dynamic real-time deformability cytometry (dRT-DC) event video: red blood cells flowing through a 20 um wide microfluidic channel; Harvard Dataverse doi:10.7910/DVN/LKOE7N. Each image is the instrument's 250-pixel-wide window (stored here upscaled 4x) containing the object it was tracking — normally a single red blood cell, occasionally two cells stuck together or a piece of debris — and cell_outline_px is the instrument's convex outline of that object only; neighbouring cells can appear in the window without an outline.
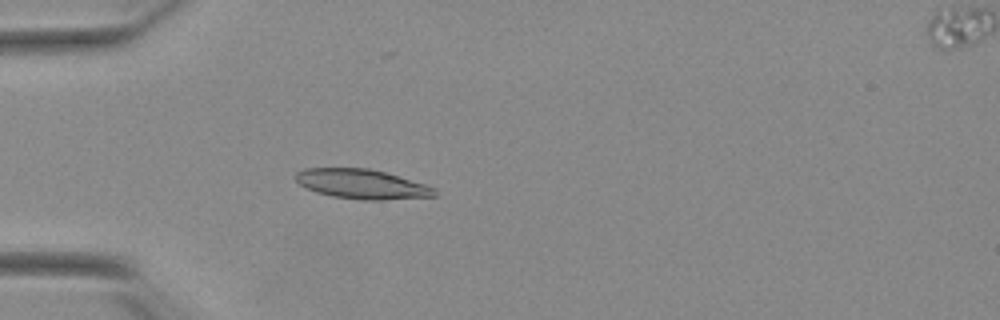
{"species": "Egyptian fruit bat (a non-hibernating species)", "species_latin": "Rousettus aegyptiacus", "temperature_condition": "warm", "stored_images_in_passage": 50, "camera_frame_rate_fps": 3000, "um_per_image_px": 0.085, "animal": {"sex": "female"}, "frame": {"image": 1, "passage_image": 13, "time_ms": 4.0, "image_size_px": [1000, 320], "cell_outline_px": [[436, 196], [380, 200], [364, 200], [332, 196], [316, 192], [300, 184], [296, 180], [296, 172], [304, 168], [368, 168], [384, 172], [424, 184], [436, 188]], "centroid_in_image_um": [30.75, 15.64], "position_along_channel_um": 54.3, "area_um2": 23.7}}
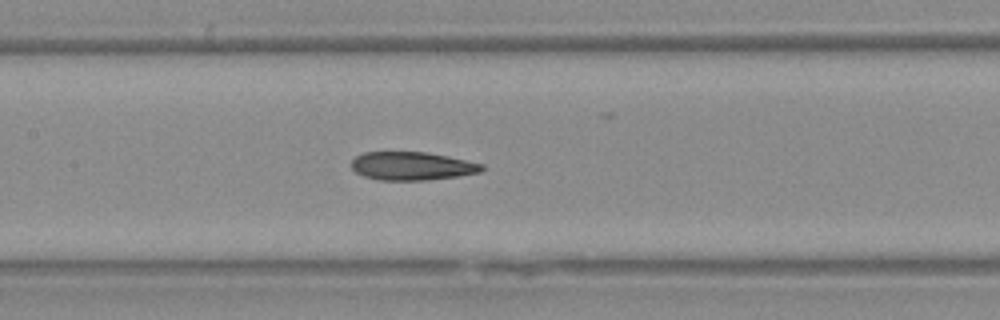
{"frame": {"image": 2, "passage_image": 23, "time_ms": 7.333, "image_size_px": [1000, 320], "cell_outline_px": [[484, 168], [480, 172], [460, 176], [424, 180], [380, 180], [364, 176], [356, 172], [352, 168], [352, 160], [356, 156], [364, 152], [424, 152], [448, 156], [484, 164]], "centroid_in_image_um": [35.03, 14.11], "position_along_channel_um": 172.4, "area_um2": 21.44}}
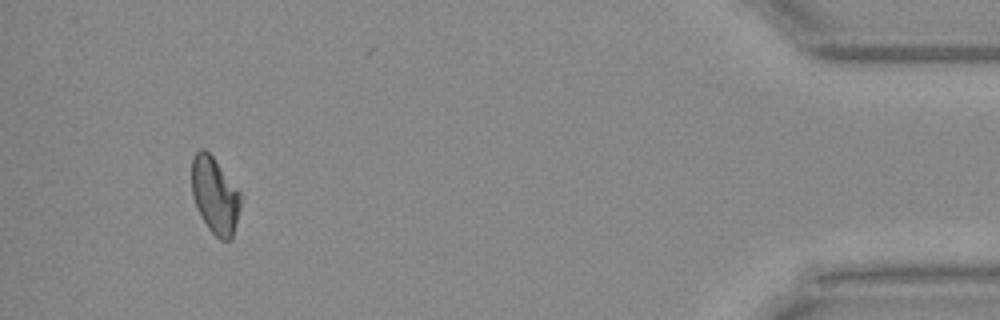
{"frame": {"image": 3, "passage_image": 47, "time_ms": 15.333, "image_size_px": [1000, 320], "cell_outline_px": [[240, 208], [232, 240], [220, 240], [208, 228], [192, 196], [192, 156], [200, 148], [204, 148], [212, 156], [240, 192]], "centroid_in_image_um": [18.26, 16.61], "position_along_channel_um": 416.9, "area_um2": 21.5}, "authors_computed_cell_mechanics": {"area_um2": 22.2241, "velocity_mm_per_s": 3.8692, "shape_relaxation_time_tau1_ms": null, "shape_relaxation_time_tau2_ms": 4.9109, "deformation_change_tau1": null, "deformation_change_tau2": 0.1068}}